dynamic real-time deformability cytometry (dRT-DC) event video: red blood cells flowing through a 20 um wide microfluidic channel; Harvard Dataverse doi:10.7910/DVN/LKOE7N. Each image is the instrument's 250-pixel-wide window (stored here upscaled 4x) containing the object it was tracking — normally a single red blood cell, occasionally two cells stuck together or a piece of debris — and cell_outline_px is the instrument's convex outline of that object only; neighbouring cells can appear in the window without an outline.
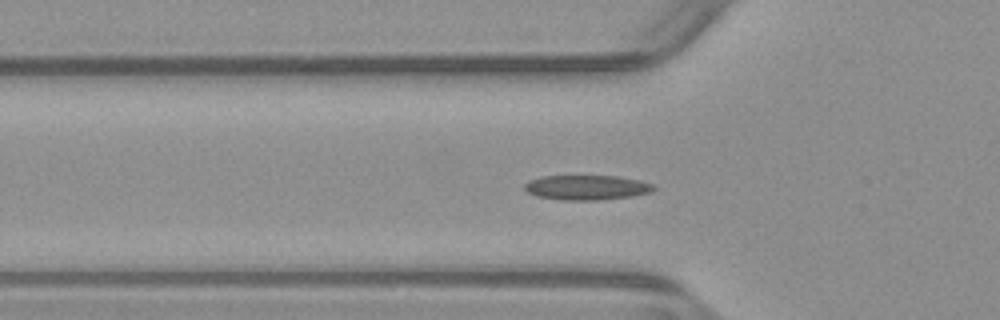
{"species": "common noctule bat (a hibernating species)", "species_latin": "Nyctalus noctula", "temperature_condition": "warm", "stored_images_in_passage": 33, "camera_frame_rate_fps": 3000, "um_per_image_px": 0.085, "animal": {"sex": "male", "body_mass_g": 23.1, "forearm_length_mm": 52.7}, "frame": {"image": 1, "passage_image": 5, "time_ms": 1.333, "image_size_px": [1000, 320], "cell_outline_px": [[656, 188], [652, 192], [628, 196], [596, 200], [560, 200], [536, 196], [528, 192], [524, 188], [524, 184], [528, 180], [540, 176], [616, 176], [640, 180], [652, 184]], "centroid_in_image_um": [49.82, 15.93], "position_along_channel_um": 76.0, "area_um2": 18.61}}
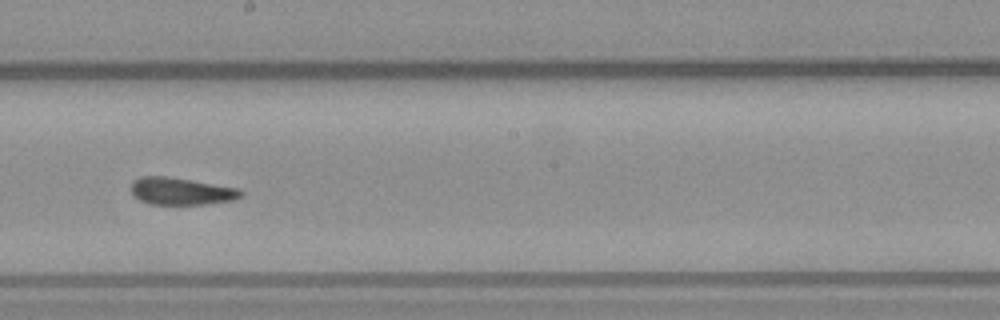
{"frame": {"image": 2, "passage_image": 17, "time_ms": 5.333, "image_size_px": [1000, 320], "cell_outline_px": [[244, 192], [240, 196], [232, 200], [204, 204], [148, 204], [140, 200], [132, 192], [132, 180], [140, 176], [168, 176], [240, 188]], "centroid_in_image_um": [15.39, 16.24], "position_along_channel_um": 232.8, "area_um2": 17.4}}
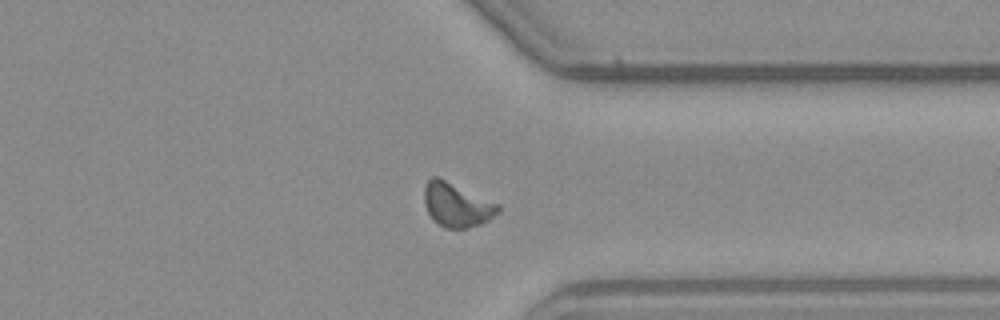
{"frame": {"image": 3, "passage_image": 28, "time_ms": 9.0, "image_size_px": [1000, 320], "cell_outline_px": [[500, 212], [488, 220], [480, 224], [468, 228], [444, 228], [432, 220], [424, 204], [424, 188], [428, 180], [432, 176], [436, 176], [500, 204]], "centroid_in_image_um": [38.82, 17.43], "position_along_channel_um": 372.6, "area_um2": 18.96}, "authors_computed_cell_mechanics": {"area_um2": 17.8602, "velocity_mm_per_s": 3.8974, "shape_relaxation_time_tau1_ms": null, "shape_relaxation_time_tau2_ms": 3.246, "deformation_change_tau1": null, "deformation_change_tau2": 0.0974}}